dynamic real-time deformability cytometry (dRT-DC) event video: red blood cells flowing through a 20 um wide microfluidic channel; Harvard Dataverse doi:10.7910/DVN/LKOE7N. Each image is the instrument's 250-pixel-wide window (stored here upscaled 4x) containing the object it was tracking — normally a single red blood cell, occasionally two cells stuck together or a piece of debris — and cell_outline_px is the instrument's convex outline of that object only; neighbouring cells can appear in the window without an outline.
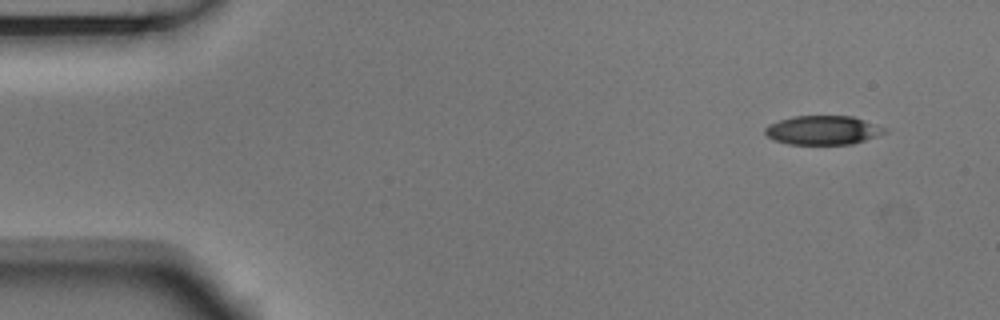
{"species": "Egyptian fruit bat (a non-hibernating species)", "species_latin": "Rousettus aegyptiacus", "temperature_condition": "room temperature", "stored_images_in_passage": 4, "camera_frame_rate_fps": 3000, "um_per_image_px": 0.085, "animal": {"sex": "male"}, "frame": {"image": 1, "passage_image": 1, "time_ms": 0.0, "image_size_px": [1000, 320], "cell_outline_px": [[888, 132], [852, 144], [788, 144], [772, 140], [764, 132], [764, 128], [768, 124], [792, 116], [852, 116], [888, 128]], "centroid_in_image_um": [69.94, 11.06], "position_along_channel_um": 15.1, "area_um2": 20.29}}
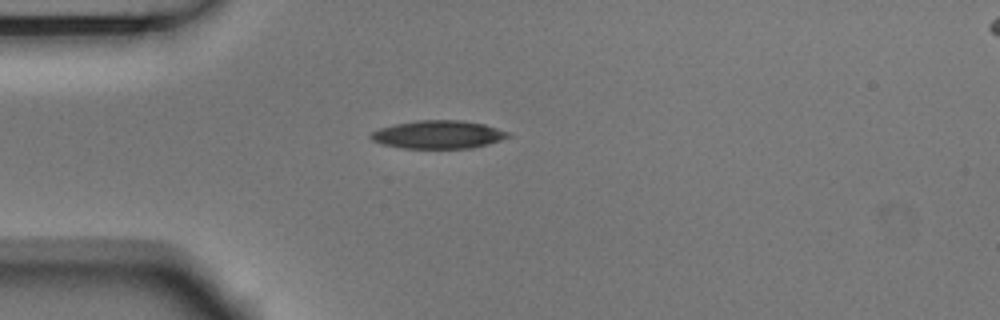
{"frame": {"image": 2, "passage_image": 4, "time_ms": 1.0, "image_size_px": [1000, 320], "cell_outline_px": [[512, 136], [488, 144], [472, 148], [400, 148], [380, 144], [372, 140], [368, 136], [372, 132], [380, 128], [396, 124], [416, 120], [460, 120], [484, 124], [512, 132]], "centroid_in_image_um": [37.27, 11.44], "position_along_channel_um": 47.7, "area_um2": 22.66}}